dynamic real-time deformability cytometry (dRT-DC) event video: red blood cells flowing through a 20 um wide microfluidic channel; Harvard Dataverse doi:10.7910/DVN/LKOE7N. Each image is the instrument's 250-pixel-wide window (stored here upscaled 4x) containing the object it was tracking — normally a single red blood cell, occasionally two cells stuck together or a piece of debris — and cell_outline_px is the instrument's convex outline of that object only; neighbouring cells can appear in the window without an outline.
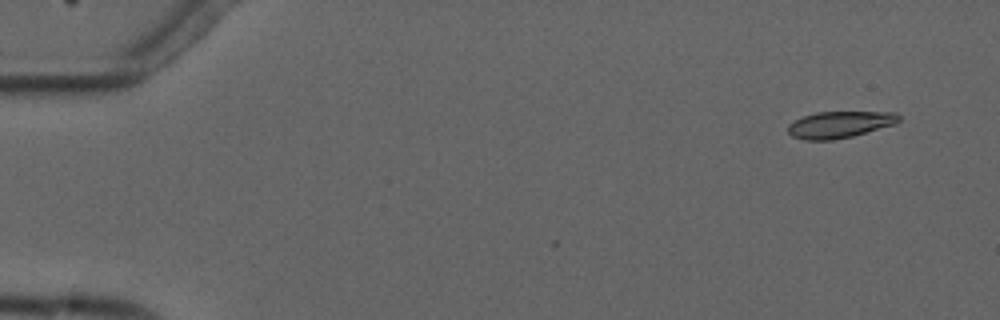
{"species": "common noctule bat (a hibernating species)", "species_latin": "Nyctalus noctula", "temperature_condition": "cold", "stored_images_in_passage": 2, "camera_frame_rate_fps": 3000, "um_per_image_px": 0.085, "animal": {"sex": "male", "forearm_length_mm": 52.5}, "frame": {"image": 1, "passage_image": 1, "time_ms": 0.0, "image_size_px": [1000, 320], "cell_outline_px": [[900, 120], [896, 124], [852, 136], [832, 140], [804, 140], [792, 136], [788, 132], [788, 124], [804, 116], [816, 112], [896, 112], [900, 116]], "centroid_in_image_um": [71.39, 10.59], "position_along_channel_um": 13.6, "area_um2": 17.17}}